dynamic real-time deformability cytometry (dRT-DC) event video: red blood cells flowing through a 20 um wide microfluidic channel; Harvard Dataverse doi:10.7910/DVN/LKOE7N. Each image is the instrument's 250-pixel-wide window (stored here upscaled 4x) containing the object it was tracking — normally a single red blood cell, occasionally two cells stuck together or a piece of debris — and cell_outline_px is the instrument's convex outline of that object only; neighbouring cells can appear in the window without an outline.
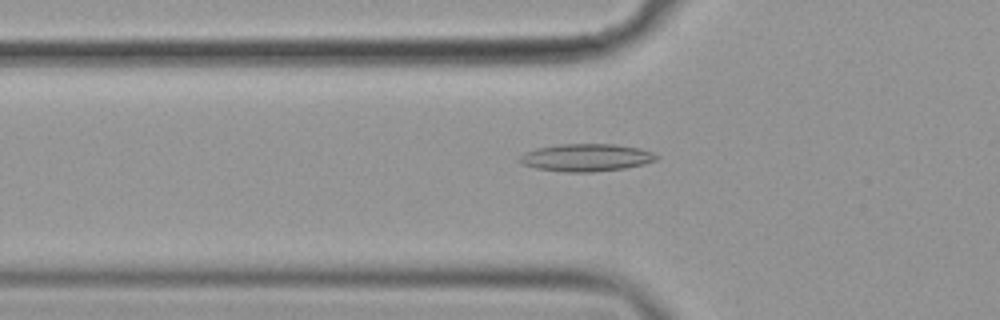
{"species": "common noctule bat (a hibernating species)", "species_latin": "Nyctalus noctula", "temperature_condition": "cold", "stored_images_in_passage": 53, "camera_frame_rate_fps": 3000, "um_per_image_px": 0.085, "animal": {"sex": "female", "body_mass_g": 19.9}, "frame": {"image": 1, "passage_image": 16, "time_ms": 5.0, "image_size_px": [1000, 320], "cell_outline_px": [[660, 156], [656, 160], [644, 164], [624, 168], [592, 172], [564, 172], [536, 168], [524, 164], [516, 160], [524, 152], [536, 148], [560, 144], [616, 144], [640, 148], [652, 152]], "centroid_in_image_um": [49.83, 13.39], "position_along_channel_um": 76.0, "area_um2": 22.02}}
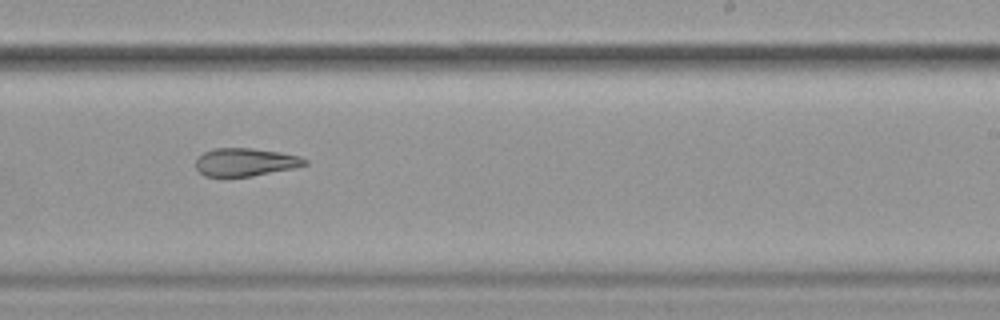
{"frame": {"image": 2, "passage_image": 32, "time_ms": 10.333, "image_size_px": [1000, 320], "cell_outline_px": [[308, 164], [296, 168], [252, 176], [204, 176], [196, 168], [196, 160], [204, 152], [212, 148], [252, 148], [280, 152], [300, 156], [308, 160]], "centroid_in_image_um": [20.89, 13.77], "position_along_channel_um": 268.1, "area_um2": 17.86}}
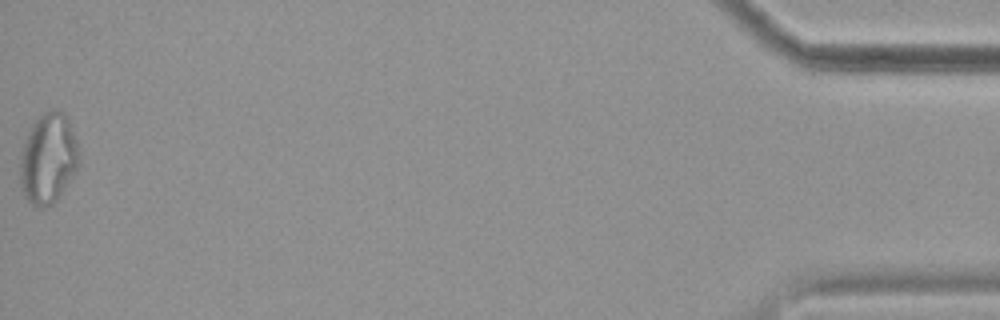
{"frame": {"image": 3, "passage_image": 53, "time_ms": 17.333, "image_size_px": [1000, 320], "cell_outline_px": [[80, 164], [76, 172], [56, 200], [52, 204], [44, 208], [40, 208], [32, 204], [24, 196], [20, 188], [20, 156], [24, 140], [32, 124], [48, 108], [56, 108], [64, 112], [68, 116], [76, 140], [80, 156]], "centroid_in_image_um": [4.11, 13.45], "position_along_channel_um": 431.1, "area_um2": 31.62}, "authors_computed_cell_mechanics": {"area_um2": 20.9236, "velocity_mm_per_s": 3.605, "shape_relaxation_time_tau1_ms": null, "shape_relaxation_time_tau2_ms": 6.0043, "deformation_change_tau1": null, "deformation_change_tau2": 0.1563}}